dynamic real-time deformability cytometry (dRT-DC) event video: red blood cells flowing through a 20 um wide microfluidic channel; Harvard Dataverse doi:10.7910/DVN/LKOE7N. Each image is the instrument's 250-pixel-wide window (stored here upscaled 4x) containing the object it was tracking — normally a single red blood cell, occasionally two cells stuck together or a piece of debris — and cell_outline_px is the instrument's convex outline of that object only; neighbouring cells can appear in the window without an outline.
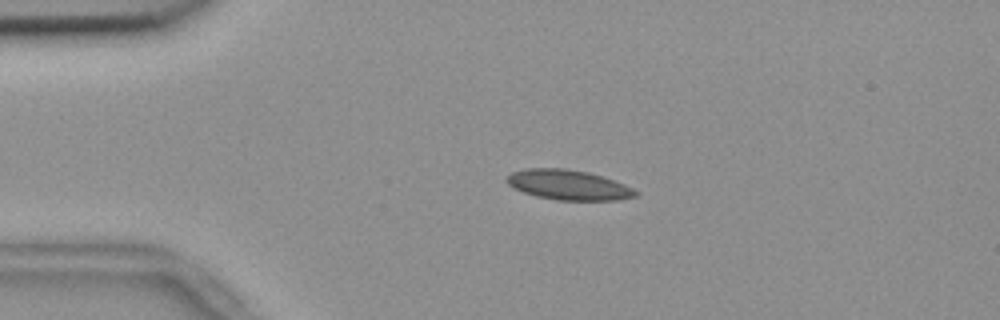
{"species": "common noctule bat (a hibernating species)", "species_latin": "Nyctalus noctula", "temperature_condition": "room temperature", "stored_images_in_passage": 54, "camera_frame_rate_fps": 3000, "um_per_image_px": 0.085, "animal": {"sex": "female", "body_mass_g": 18.4}, "frame": {"image": 1, "passage_image": 11, "time_ms": 3.333, "image_size_px": [1000, 320], "cell_outline_px": [[636, 196], [616, 200], [556, 200], [536, 196], [524, 192], [508, 184], [504, 180], [512, 172], [524, 168], [564, 168], [588, 172], [624, 184], [632, 188], [636, 192]], "centroid_in_image_um": [48.27, 15.71], "position_along_channel_um": 36.7, "area_um2": 22.25}}
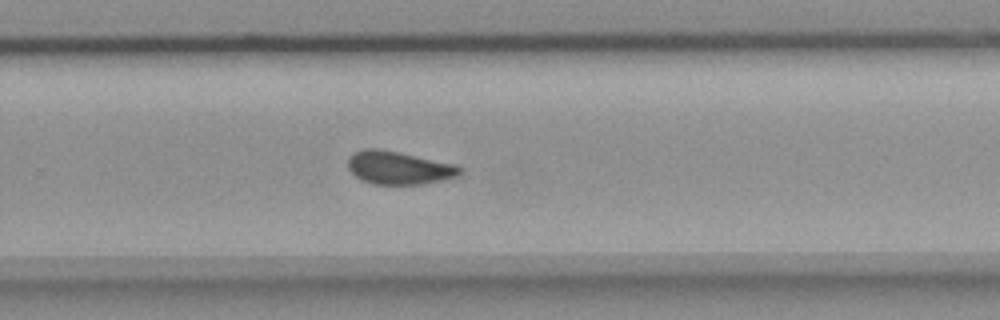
{"frame": {"image": 2, "passage_image": 35, "time_ms": 11.333, "image_size_px": [1000, 320], "cell_outline_px": [[464, 168], [456, 176], [444, 180], [420, 184], [372, 184], [356, 176], [348, 168], [348, 156], [352, 152], [364, 148], [380, 148], [400, 152], [456, 164]], "centroid_in_image_um": [33.89, 14.24], "position_along_channel_um": 295.9, "area_um2": 21.73}}
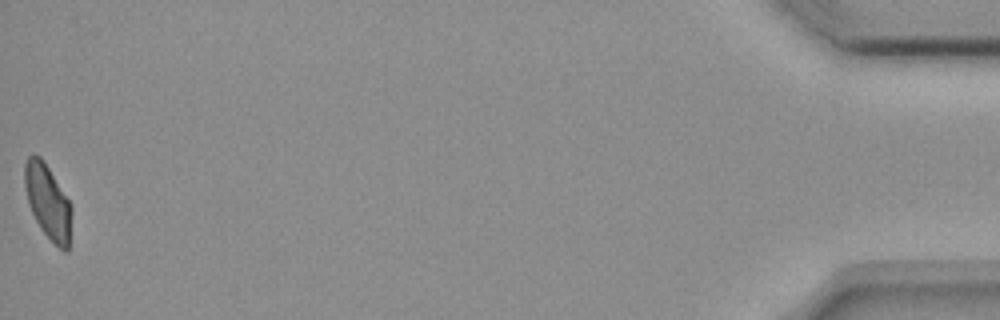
{"frame": {"image": 3, "passage_image": 54, "time_ms": 17.667, "image_size_px": [1000, 320], "cell_outline_px": [[72, 212], [68, 252], [64, 252], [40, 228], [28, 204], [24, 184], [24, 164], [28, 156], [32, 152], [40, 156], [44, 160], [68, 200], [72, 208]], "centroid_in_image_um": [4.05, 17.11], "position_along_channel_um": 431.2, "area_um2": 20.29}, "authors_computed_cell_mechanics": {"area_um2": 21.7039, "velocity_mm_per_s": 3.6825, "shape_relaxation_time_tau1_ms": null, "shape_relaxation_time_tau2_ms": 1.8528, "deformation_change_tau1": null, "deformation_change_tau2": 0.0731}}